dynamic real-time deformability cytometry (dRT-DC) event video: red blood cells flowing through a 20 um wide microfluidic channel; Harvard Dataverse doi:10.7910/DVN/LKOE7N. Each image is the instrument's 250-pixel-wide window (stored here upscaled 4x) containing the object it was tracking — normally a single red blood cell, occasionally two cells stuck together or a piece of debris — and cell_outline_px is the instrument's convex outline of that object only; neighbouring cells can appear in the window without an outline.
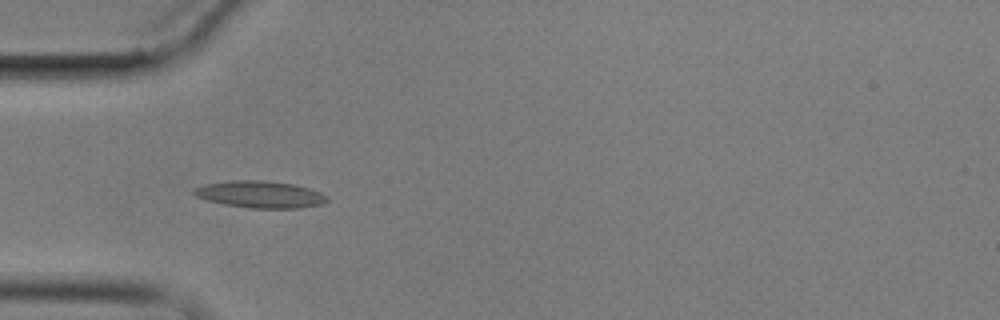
{"species": "common noctule bat (a hibernating species)", "species_latin": "Nyctalus noctula", "temperature_condition": "cold", "stored_images_in_passage": 7, "camera_frame_rate_fps": 3000, "um_per_image_px": 0.085, "animal": {"sex": "male", "body_mass_g": 17.9}, "frame": {"image": 1, "passage_image": 5, "time_ms": 4.667, "image_size_px": [1000, 320], "cell_outline_px": [[328, 200], [320, 204], [300, 208], [252, 208], [224, 204], [208, 200], [196, 196], [192, 192], [192, 188], [208, 184], [232, 180], [264, 180], [292, 184], [308, 188], [320, 192], [328, 196]], "centroid_in_image_um": [22.11, 16.52], "position_along_channel_um": 62.9, "area_um2": 20.69}}
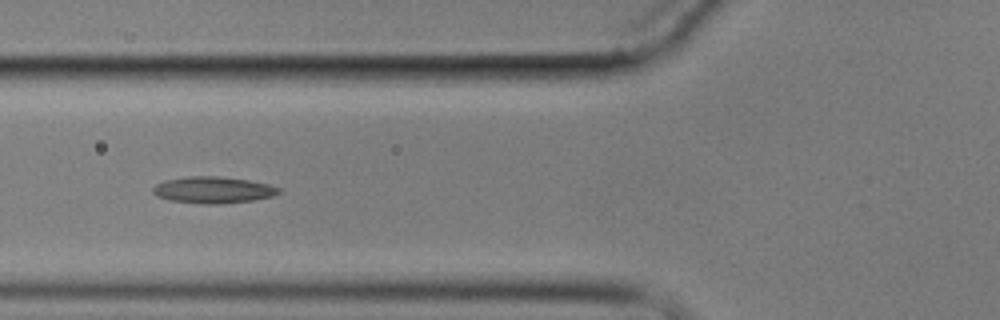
{"frame": {"image": 2, "passage_image": 6, "time_ms": 6.0, "image_size_px": [1000, 320], "cell_outline_px": [[280, 192], [272, 196], [252, 200], [220, 204], [208, 204], [168, 200], [156, 196], [152, 192], [152, 188], [156, 184], [164, 180], [188, 176], [220, 176], [248, 180], [268, 184], [280, 188]], "centroid_in_image_um": [18.07, 16.14], "position_along_channel_um": 107.7, "area_um2": 19.48}}
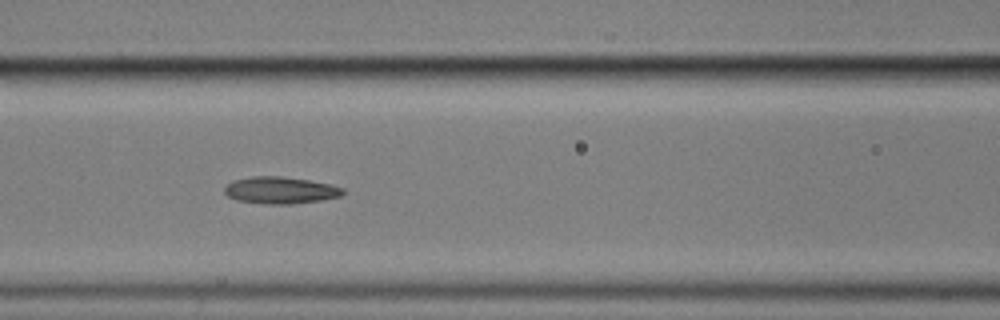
{"frame": {"image": 3, "passage_image": 7, "time_ms": 7.0, "image_size_px": [1000, 320], "cell_outline_px": [[344, 192], [340, 196], [320, 200], [292, 204], [260, 204], [236, 200], [228, 196], [224, 192], [224, 188], [232, 180], [252, 176], [280, 176], [308, 180], [328, 184], [344, 188]], "centroid_in_image_um": [23.79, 16.17], "position_along_channel_um": 142.8, "area_um2": 18.55}}